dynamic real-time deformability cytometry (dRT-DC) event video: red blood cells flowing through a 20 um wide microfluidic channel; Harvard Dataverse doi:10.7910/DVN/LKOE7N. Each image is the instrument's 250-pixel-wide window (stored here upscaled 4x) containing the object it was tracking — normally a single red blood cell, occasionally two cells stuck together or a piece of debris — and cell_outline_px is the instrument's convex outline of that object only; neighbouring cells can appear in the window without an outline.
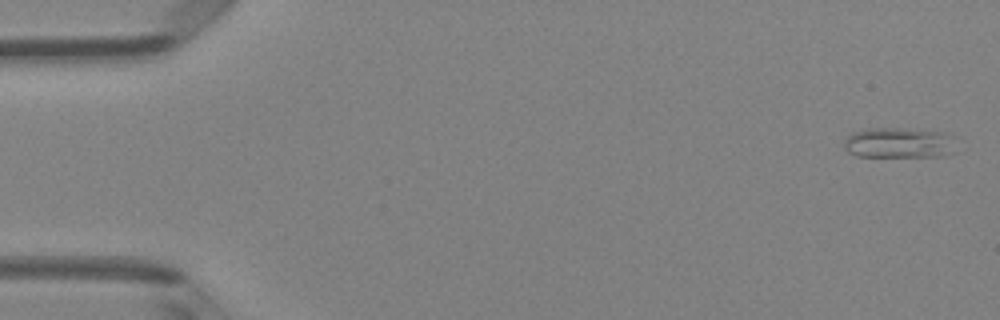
{"species": "Egyptian fruit bat (a non-hibernating species)", "species_latin": "Rousettus aegyptiacus", "temperature_condition": "room temperature", "stored_images_in_passage": 5, "camera_frame_rate_fps": 3000, "um_per_image_px": 0.085, "animal": {"sex": "female"}, "frame": {"image": 1, "passage_image": 1, "time_ms": 0.0, "image_size_px": [1000, 320], "cell_outline_px": [[956, 152], [944, 156], [856, 156], [848, 152], [844, 148], [844, 140], [852, 132], [864, 128], [896, 128], [944, 132], [952, 136]], "centroid_in_image_um": [76.4, 12.14], "position_along_channel_um": 8.6, "area_um2": 20.06}}